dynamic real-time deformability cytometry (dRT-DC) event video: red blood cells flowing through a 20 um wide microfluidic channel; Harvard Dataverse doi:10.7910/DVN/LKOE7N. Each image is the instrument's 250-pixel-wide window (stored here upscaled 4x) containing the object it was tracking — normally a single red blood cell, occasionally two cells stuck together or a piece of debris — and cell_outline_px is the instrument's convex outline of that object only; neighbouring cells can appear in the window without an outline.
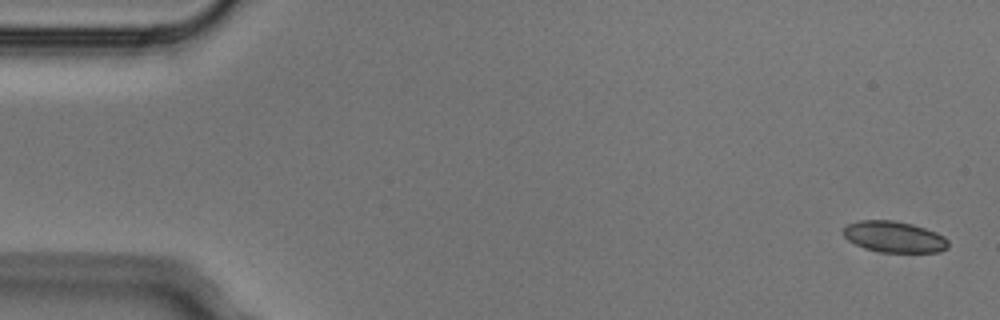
{"species": "Egyptian fruit bat (a non-hibernating species)", "species_latin": "Rousettus aegyptiacus", "temperature_condition": "cold", "stored_images_in_passage": 6, "camera_frame_rate_fps": 3000, "um_per_image_px": 0.085, "animal": {"sex": "male"}, "frame": {"image": 1, "passage_image": 1, "time_ms": 0.0, "image_size_px": [1000, 320], "cell_outline_px": [[948, 248], [940, 252], [880, 252], [864, 248], [848, 240], [840, 232], [848, 224], [856, 220], [892, 220], [912, 224], [936, 232], [944, 236], [948, 240]], "centroid_in_image_um": [75.99, 20.13], "position_along_channel_um": 9.0, "area_um2": 19.19}}
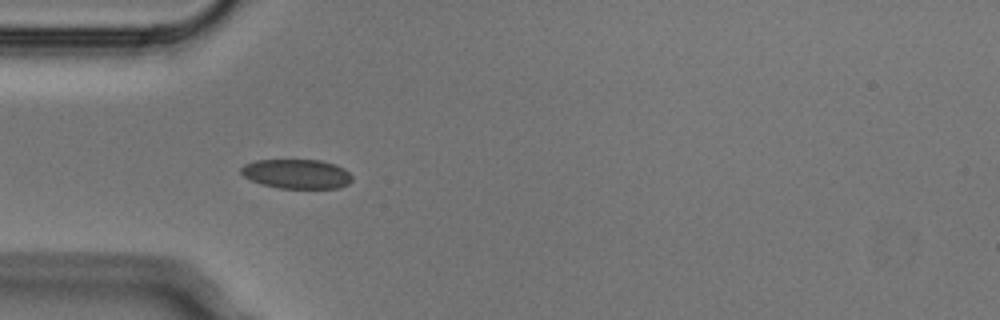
{"frame": {"image": 2, "passage_image": 5, "time_ms": 1.333, "image_size_px": [1000, 320], "cell_outline_px": [[352, 180], [348, 184], [336, 188], [280, 188], [260, 184], [244, 176], [240, 172], [240, 168], [244, 164], [256, 160], [320, 160], [336, 164], [344, 168], [352, 176]], "centroid_in_image_um": [25.22, 14.78], "position_along_channel_um": 59.8, "area_um2": 19.07}}
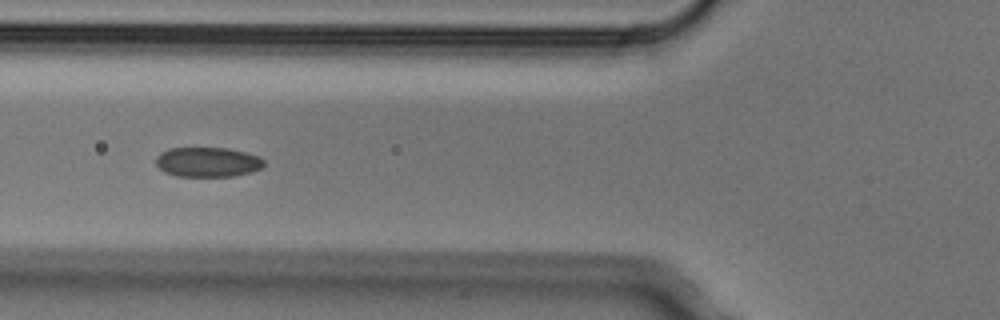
{"frame": {"image": 3, "passage_image": 6, "time_ms": 1.667, "image_size_px": [1000, 320], "cell_outline_px": [[264, 164], [260, 168], [252, 172], [232, 176], [176, 176], [164, 172], [156, 164], [156, 156], [160, 152], [168, 148], [228, 148], [248, 152], [260, 156], [264, 160]], "centroid_in_image_um": [17.65, 13.76], "position_along_channel_um": 108.1, "area_um2": 18.9}}